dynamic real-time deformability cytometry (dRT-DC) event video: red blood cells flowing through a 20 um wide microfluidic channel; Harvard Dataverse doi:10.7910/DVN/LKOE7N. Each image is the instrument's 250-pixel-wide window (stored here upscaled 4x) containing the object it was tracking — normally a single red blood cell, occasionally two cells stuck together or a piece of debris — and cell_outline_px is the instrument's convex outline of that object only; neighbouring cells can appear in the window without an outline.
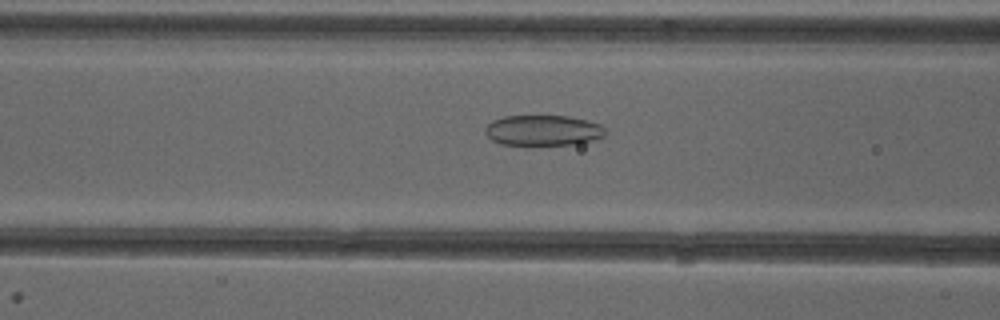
{"species": "common noctule bat (a hibernating species)", "species_latin": "Nyctalus noctula", "temperature_condition": "cold", "stored_images_in_passage": 42, "camera_frame_rate_fps": 3000, "um_per_image_px": 0.085, "animal": {"sex": "female"}, "frame": {"image": 1, "passage_image": 11, "time_ms": 3.333, "image_size_px": [1000, 320], "cell_outline_px": [[604, 136], [592, 140], [576, 144], [500, 144], [492, 140], [484, 132], [484, 128], [492, 120], [504, 116], [568, 116], [588, 120], [600, 124], [604, 128]], "centroid_in_image_um": [46.14, 11.07], "position_along_channel_um": 120.5, "area_um2": 21.21}}
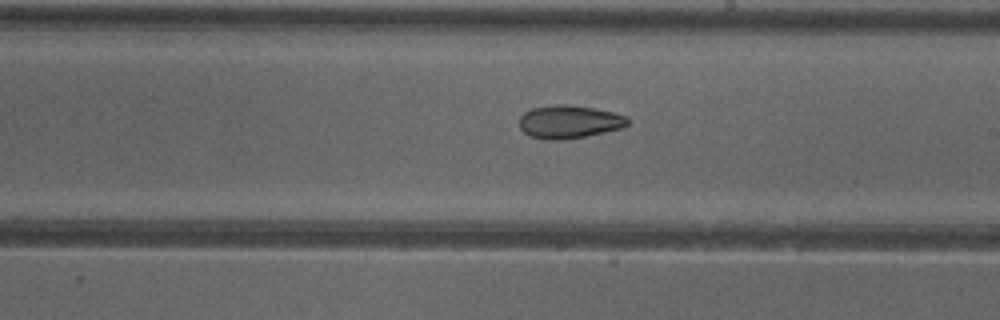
{"frame": {"image": 2, "passage_image": 20, "time_ms": 6.333, "image_size_px": [1000, 320], "cell_outline_px": [[628, 124], [624, 128], [584, 136], [556, 140], [548, 140], [528, 136], [520, 128], [520, 116], [524, 112], [532, 108], [556, 104], [568, 104], [592, 108], [612, 112], [628, 116]], "centroid_in_image_um": [48.37, 10.35], "position_along_channel_um": 240.6, "area_um2": 20.87}}
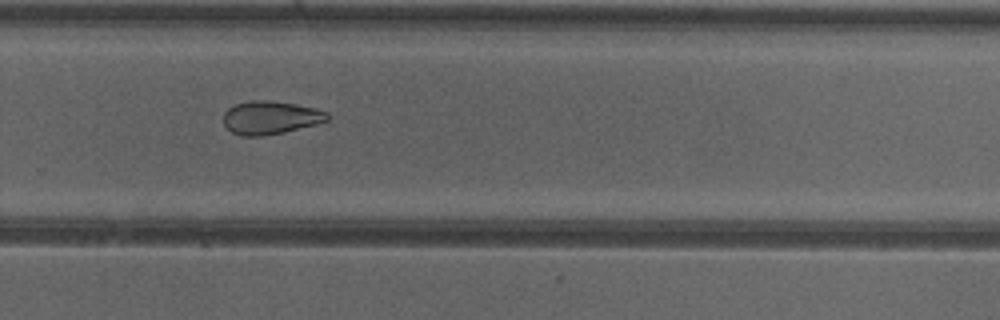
{"frame": {"image": 3, "passage_image": 25, "time_ms": 8.0, "image_size_px": [1000, 320], "cell_outline_px": [[332, 116], [328, 120], [316, 124], [284, 132], [264, 136], [240, 136], [232, 132], [224, 124], [224, 112], [228, 108], [236, 104], [252, 100], [268, 100], [296, 104], [316, 108], [328, 112]], "centroid_in_image_um": [23.01, 10.0], "position_along_channel_um": 306.8, "area_um2": 20.23}, "authors_computed_cell_mechanics": {"area_um2": 22.1374, "velocity_mm_per_s": 3.9996, "shape_relaxation_time_tau1_ms": null, "shape_relaxation_time_tau2_ms": 6.0165, "deformation_change_tau1": null, "deformation_change_tau2": 0.1374}}